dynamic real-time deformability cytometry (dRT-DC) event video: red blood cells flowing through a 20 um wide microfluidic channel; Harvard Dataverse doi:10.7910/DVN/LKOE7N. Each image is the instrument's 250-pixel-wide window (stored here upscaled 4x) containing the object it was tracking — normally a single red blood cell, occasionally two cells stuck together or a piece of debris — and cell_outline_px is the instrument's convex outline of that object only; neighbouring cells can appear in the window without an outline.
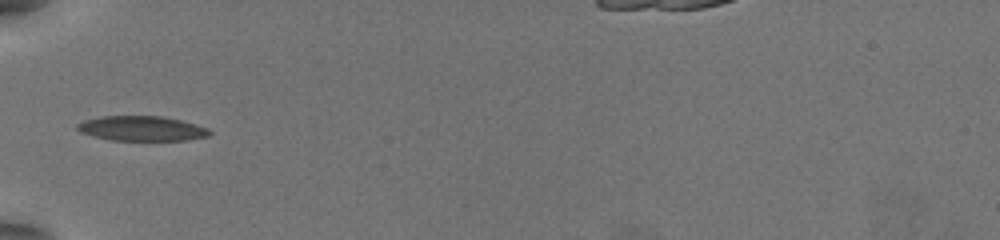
{"species": "common noctule bat (a hibernating species)", "species_latin": "Nyctalus noctula", "temperature_condition": "warm", "stored_images_in_passage": 19, "camera_frame_rate_fps": 3000, "um_per_image_px": 0.085, "animal": {"sex": "female", "body_mass_g": 19.5, "forearm_length_mm": 54.1}, "frame": {"image": 1, "passage_image": 1, "time_ms": 0.0, "image_size_px": [1000, 240], "cell_outline_px": [[212, 132], [208, 136], [188, 140], [112, 140], [92, 136], [80, 132], [76, 128], [76, 124], [84, 120], [100, 116], [160, 116], [180, 120], [196, 124], [208, 128]], "centroid_in_image_um": [12.03, 10.92], "position_along_channel_um": 73.0, "area_um2": 19.19}}
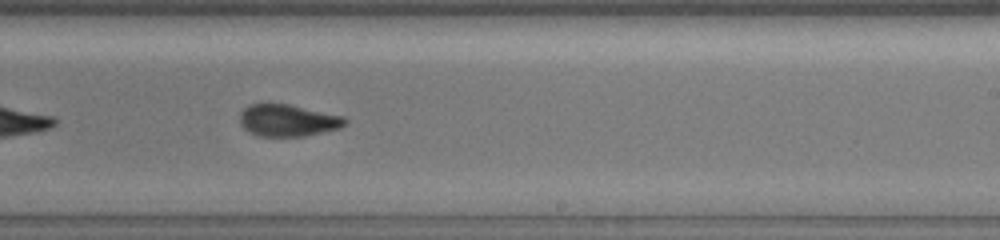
{"frame": {"image": 2, "passage_image": 16, "time_ms": 5.0, "image_size_px": [1000, 240], "cell_outline_px": [[348, 124], [340, 128], [304, 136], [256, 136], [248, 132], [240, 124], [240, 112], [244, 108], [252, 104], [288, 104], [344, 116], [348, 120]], "centroid_in_image_um": [24.48, 10.24], "position_along_channel_um": 264.5, "area_um2": 19.65}}